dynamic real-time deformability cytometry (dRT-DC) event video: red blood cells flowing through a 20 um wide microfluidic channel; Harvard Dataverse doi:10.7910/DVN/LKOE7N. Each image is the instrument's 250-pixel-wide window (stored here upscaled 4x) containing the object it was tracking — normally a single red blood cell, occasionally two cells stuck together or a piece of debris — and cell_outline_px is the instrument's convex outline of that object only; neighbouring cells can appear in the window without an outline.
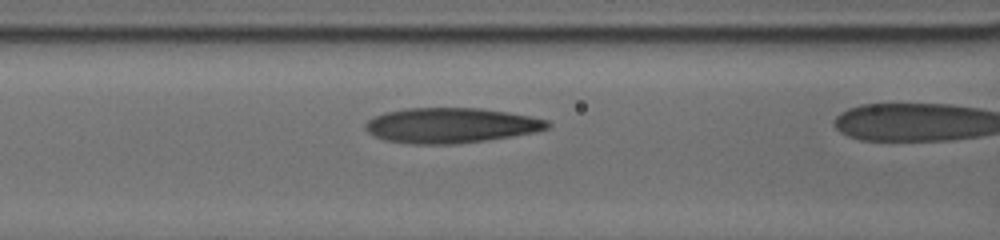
{"species": "human", "species_latin": "Homo sapiens", "temperature_condition": "cold", "stored_images_in_passage": 9, "segment_of_instrument_passage": [2, 2], "camera_frame_rate_fps": 3000, "um_per_image_px": 0.085, "donor": {"sex": "male"}, "frame": {"image": 1, "passage_image": 9, "time_ms": 4.0, "image_size_px": [1000, 240], "cell_outline_px": [[552, 124], [548, 128], [532, 132], [484, 140], [452, 144], [416, 144], [388, 140], [376, 136], [368, 132], [364, 128], [364, 124], [368, 120], [384, 112], [404, 108], [480, 108], [528, 116], [548, 120]], "centroid_in_image_um": [38.28, 10.64], "position_along_channel_um": 128.3, "area_um2": 36.76}}